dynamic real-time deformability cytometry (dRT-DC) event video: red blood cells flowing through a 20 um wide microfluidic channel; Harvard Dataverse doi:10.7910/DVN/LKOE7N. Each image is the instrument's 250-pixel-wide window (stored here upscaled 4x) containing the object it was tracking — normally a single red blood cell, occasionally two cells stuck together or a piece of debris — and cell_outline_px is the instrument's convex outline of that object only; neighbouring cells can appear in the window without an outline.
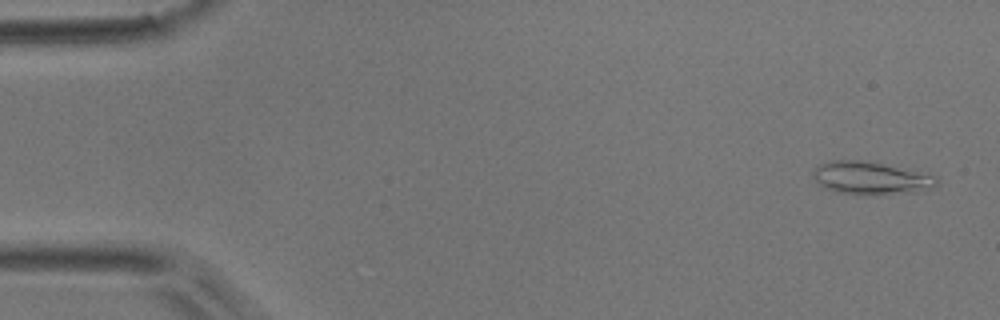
{"species": "common noctule bat (a hibernating species)", "species_latin": "Nyctalus noctula", "temperature_condition": "room temperature", "stored_images_in_passage": 50, "camera_frame_rate_fps": 3000, "um_per_image_px": 0.085, "animal": {"sex": "male", "body_mass_g": 17.9}, "frame": {"image": 1, "passage_image": 2, "time_ms": 0.333, "image_size_px": [1000, 320], "cell_outline_px": [[940, 180], [932, 188], [916, 192], [860, 196], [836, 192], [820, 184], [816, 180], [812, 172], [820, 164], [832, 160], [860, 160], [880, 164], [936, 176]], "centroid_in_image_um": [74.01, 15.16], "position_along_channel_um": 11.0, "area_um2": 23.35}}
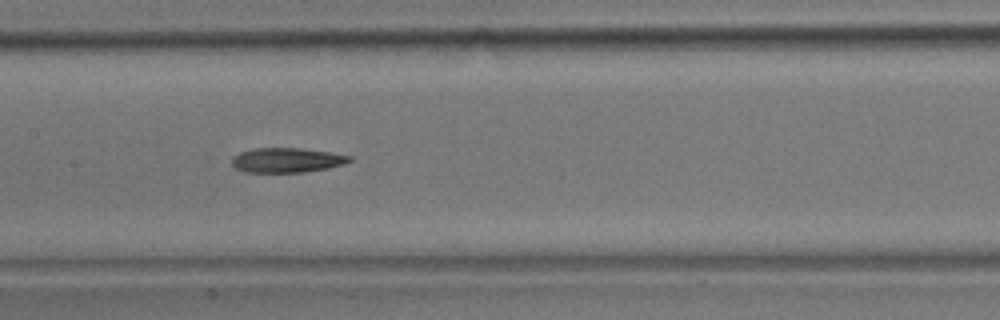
{"frame": {"image": 2, "passage_image": 24, "time_ms": 7.667, "image_size_px": [1000, 320], "cell_outline_px": [[352, 160], [344, 164], [328, 168], [304, 172], [244, 172], [236, 168], [232, 164], [232, 156], [240, 152], [252, 148], [300, 148], [332, 152], [352, 156]], "centroid_in_image_um": [24.39, 13.6], "position_along_channel_um": 183.0, "area_um2": 17.05}}
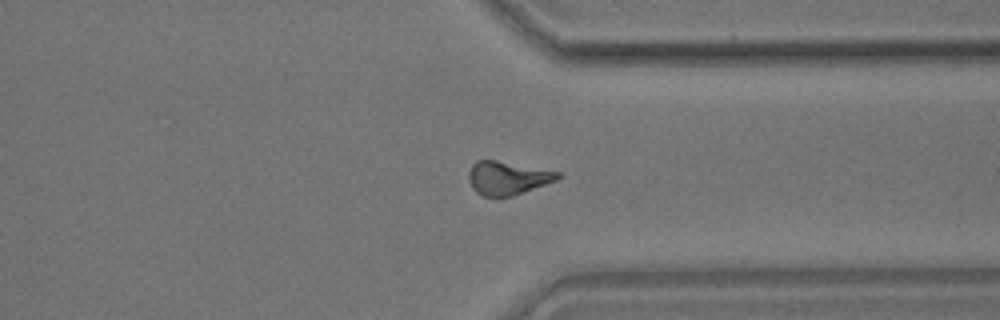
{"frame": {"image": 3, "passage_image": 38, "time_ms": 12.333, "image_size_px": [1000, 320], "cell_outline_px": [[564, 176], [556, 180], [512, 196], [484, 196], [476, 192], [472, 188], [468, 180], [468, 172], [472, 164], [476, 160], [496, 160], [560, 172]], "centroid_in_image_um": [43.12, 15.12], "position_along_channel_um": 368.3, "area_um2": 17.28}, "authors_computed_cell_mechanics": {"area_um2": 17.7157, "velocity_mm_per_s": 3.9936, "shape_relaxation_time_tau1_ms": 8.9202, "shape_relaxation_time_tau2_ms": 10.1734, "deformation_change_tau1": 0.2189, "deformation_change_tau2": 0.269}}